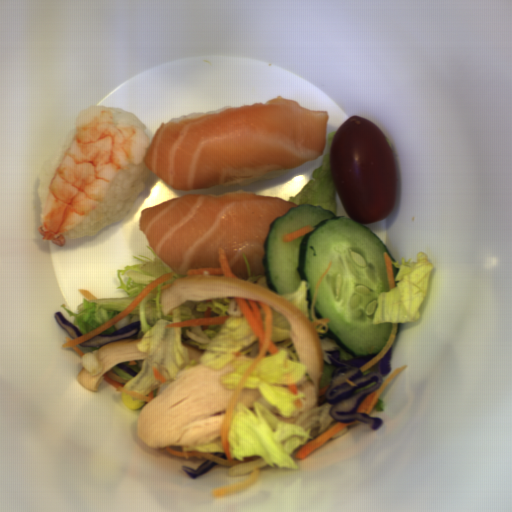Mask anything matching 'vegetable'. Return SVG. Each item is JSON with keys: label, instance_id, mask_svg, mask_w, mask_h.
I'll list each match as a JSON object with an SVG mask.
<instances>
[{"label": "vegetable", "instance_id": "8f37a823", "mask_svg": "<svg viewBox=\"0 0 512 512\" xmlns=\"http://www.w3.org/2000/svg\"><path fill=\"white\" fill-rule=\"evenodd\" d=\"M181 451L183 452H202V453H224L222 436L216 439L214 442L201 445V446H182Z\"/></svg>", "mask_w": 512, "mask_h": 512}, {"label": "vegetable", "instance_id": "add77e79", "mask_svg": "<svg viewBox=\"0 0 512 512\" xmlns=\"http://www.w3.org/2000/svg\"><path fill=\"white\" fill-rule=\"evenodd\" d=\"M187 277L175 274L161 282L148 292L134 310L129 312L130 319L138 315L140 330L134 339H140L136 344L139 352L146 353L145 359L127 360L121 362L137 372L135 377L124 372L117 365L110 371L127 380L123 387L128 390L148 396L153 392L154 399L161 395L166 387L180 374L196 365L221 370L230 363L236 366V371L219 377L220 382L228 390L235 387L247 367L255 357H248L253 345L259 340L245 316L229 315L231 298L207 300H186L174 307L167 315L163 314L159 296L177 279ZM211 309V317L228 315L224 324L209 326L202 330L201 326L165 327L185 320L204 318L205 311ZM138 321V322H139ZM182 341L204 350L199 360H190ZM153 367L159 369L168 378L161 384L153 374Z\"/></svg>", "mask_w": 512, "mask_h": 512}, {"label": "vegetable", "instance_id": "b0100df1", "mask_svg": "<svg viewBox=\"0 0 512 512\" xmlns=\"http://www.w3.org/2000/svg\"><path fill=\"white\" fill-rule=\"evenodd\" d=\"M384 405H385V402L384 400L380 399L379 397L377 398L373 408L374 410H376L377 412H385V408H384Z\"/></svg>", "mask_w": 512, "mask_h": 512}, {"label": "vegetable", "instance_id": "f7b5029e", "mask_svg": "<svg viewBox=\"0 0 512 512\" xmlns=\"http://www.w3.org/2000/svg\"><path fill=\"white\" fill-rule=\"evenodd\" d=\"M146 249L150 255H135L139 263L129 264L117 270L116 277L120 283L116 288L125 291V296L107 297L88 300L85 297L76 307V312L65 303L61 308L73 317L72 325L77 327L82 336L105 324L120 314L149 284L164 273H174L169 265L154 251L151 245Z\"/></svg>", "mask_w": 512, "mask_h": 512}, {"label": "vegetable", "instance_id": "6e5ebb59", "mask_svg": "<svg viewBox=\"0 0 512 512\" xmlns=\"http://www.w3.org/2000/svg\"><path fill=\"white\" fill-rule=\"evenodd\" d=\"M243 258H244V261H245V264H246V268H247V272H248V277H247V280L245 282H252V283H254L256 280H258L261 277H263L264 274L252 275L250 262H249V260H248V258H247V256L245 255L244 252H243Z\"/></svg>", "mask_w": 512, "mask_h": 512}, {"label": "vegetable", "instance_id": "f1789d4c", "mask_svg": "<svg viewBox=\"0 0 512 512\" xmlns=\"http://www.w3.org/2000/svg\"><path fill=\"white\" fill-rule=\"evenodd\" d=\"M336 131L327 134V147L322 156L321 166L312 170L309 181L295 196H289V201L297 206L303 204L321 206L325 211H332L335 216L338 208L335 195L338 191L332 176L330 147Z\"/></svg>", "mask_w": 512, "mask_h": 512}, {"label": "vegetable", "instance_id": "ea0f7189", "mask_svg": "<svg viewBox=\"0 0 512 512\" xmlns=\"http://www.w3.org/2000/svg\"><path fill=\"white\" fill-rule=\"evenodd\" d=\"M271 341L278 348L266 353L242 389H256L261 398L252 408L237 402L227 435L231 458L245 461L259 457L285 469H298L292 457L299 445H306L340 421L330 412L332 403L326 394L318 406L308 409L306 395H295L288 386L297 384L307 374L291 340L287 319L270 305Z\"/></svg>", "mask_w": 512, "mask_h": 512}, {"label": "vegetable", "instance_id": "96ceb2fe", "mask_svg": "<svg viewBox=\"0 0 512 512\" xmlns=\"http://www.w3.org/2000/svg\"><path fill=\"white\" fill-rule=\"evenodd\" d=\"M391 263L398 270L394 277L396 284L379 294L372 324L419 321L430 288V276L435 269L434 262L429 261L425 251H417L416 261L401 257L400 264L397 260Z\"/></svg>", "mask_w": 512, "mask_h": 512}, {"label": "vegetable", "instance_id": "8f987158", "mask_svg": "<svg viewBox=\"0 0 512 512\" xmlns=\"http://www.w3.org/2000/svg\"><path fill=\"white\" fill-rule=\"evenodd\" d=\"M116 331H119V330L115 327V324H114L110 328L102 331L101 333H99V334H97L95 336H109V335L115 333Z\"/></svg>", "mask_w": 512, "mask_h": 512}]
</instances>
